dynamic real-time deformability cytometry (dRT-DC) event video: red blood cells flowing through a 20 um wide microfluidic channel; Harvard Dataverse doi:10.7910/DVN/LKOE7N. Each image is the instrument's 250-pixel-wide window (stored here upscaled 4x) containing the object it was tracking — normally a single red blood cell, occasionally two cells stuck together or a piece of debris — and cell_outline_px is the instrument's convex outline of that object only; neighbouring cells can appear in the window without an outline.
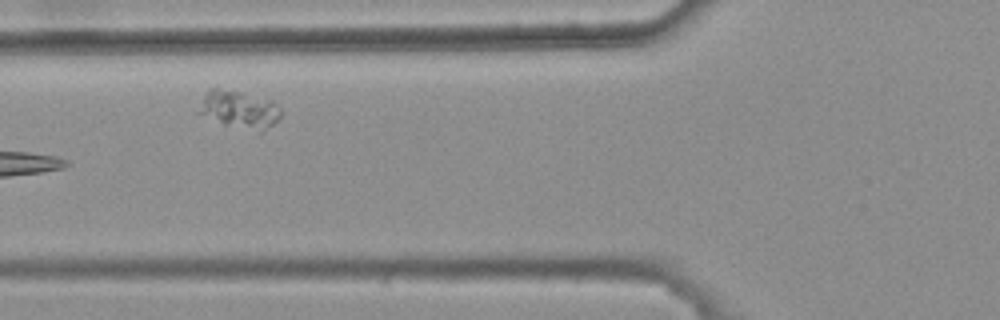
{"species": "common noctule bat (a hibernating species)", "species_latin": "Nyctalus noctula", "temperature_condition": "warm", "stored_images_in_passage": 5, "camera_frame_rate_fps": 3000, "um_per_image_px": 0.085, "animal": {"sex": "female", "body_mass_g": 25.1}, "frame": {"image": 1, "passage_image": 5, "time_ms": 1.333, "image_size_px": [1000, 320], "cell_outline_px": [[280, 116], [272, 124], [260, 132], [224, 124], [196, 112], [208, 88], [216, 88], [240, 92], [272, 100], [280, 108]], "centroid_in_image_um": [20.32, 9.29], "position_along_channel_um": 105.5, "area_um2": 17.63}}